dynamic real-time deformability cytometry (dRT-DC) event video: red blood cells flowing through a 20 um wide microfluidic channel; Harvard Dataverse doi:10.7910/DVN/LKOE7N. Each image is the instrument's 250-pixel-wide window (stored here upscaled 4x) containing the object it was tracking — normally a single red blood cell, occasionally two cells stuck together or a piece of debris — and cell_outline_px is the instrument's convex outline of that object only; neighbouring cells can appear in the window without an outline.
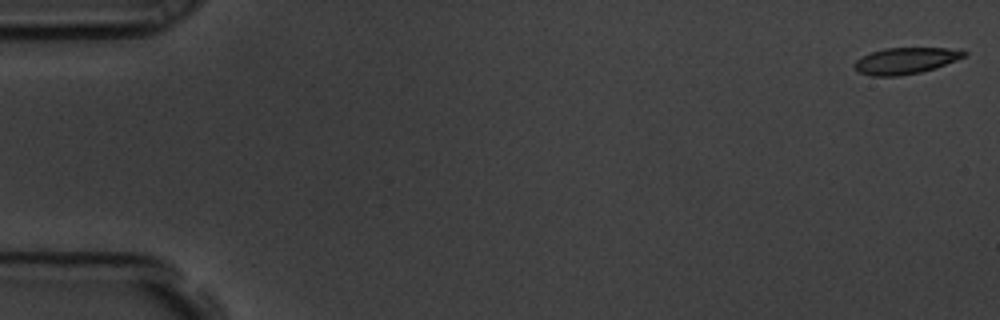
{"species": "common noctule bat (a hibernating species)", "species_latin": "Nyctalus noctula", "temperature_condition": "room temperature", "stored_images_in_passage": 54, "camera_frame_rate_fps": 3000, "um_per_image_px": 0.085, "animal": {"sex": "male", "body_mass_g": 19.5, "forearm_length_mm": 54.6}, "frame": {"image": 1, "passage_image": 1, "time_ms": 0.0, "image_size_px": [1000, 320], "cell_outline_px": [[968, 56], [936, 68], [920, 72], [900, 76], [872, 76], [860, 72], [852, 64], [856, 60], [872, 52], [884, 48], [948, 48], [968, 52]], "centroid_in_image_um": [77.01, 5.16], "position_along_channel_um": 8.0, "area_um2": 16.82}}
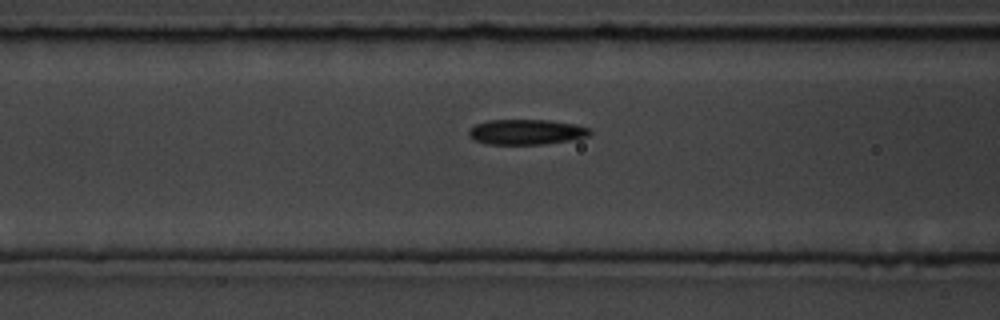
{"frame": {"image": 2, "passage_image": 23, "time_ms": 7.333, "image_size_px": [1000, 320], "cell_outline_px": [[592, 132], [588, 136], [568, 140], [544, 144], [488, 144], [472, 140], [468, 136], [468, 132], [476, 124], [488, 120], [548, 120], [576, 124], [588, 128]], "centroid_in_image_um": [44.71, 11.21], "position_along_channel_um": 121.9, "area_um2": 17.74}}
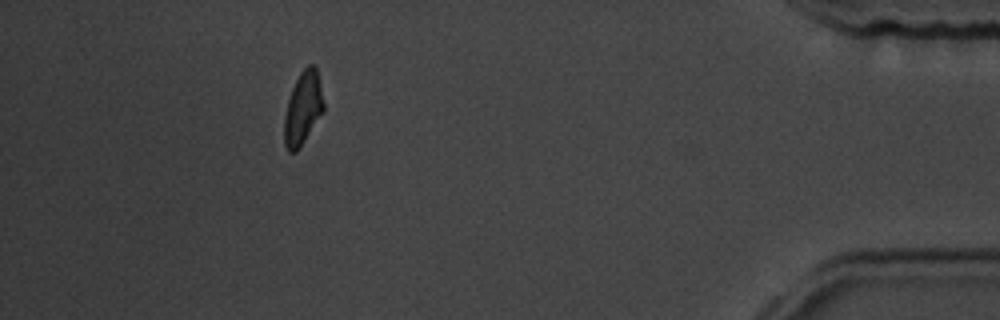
{"frame": {"image": 3, "passage_image": 52, "time_ms": 17.0, "image_size_px": [1000, 320], "cell_outline_px": [[324, 112], [296, 152], [288, 152], [284, 144], [284, 116], [288, 100], [292, 88], [300, 72], [308, 64], [312, 64], [316, 68], [324, 104]], "centroid_in_image_um": [25.74, 9.22], "position_along_channel_um": 409.5, "area_um2": 16.65}}